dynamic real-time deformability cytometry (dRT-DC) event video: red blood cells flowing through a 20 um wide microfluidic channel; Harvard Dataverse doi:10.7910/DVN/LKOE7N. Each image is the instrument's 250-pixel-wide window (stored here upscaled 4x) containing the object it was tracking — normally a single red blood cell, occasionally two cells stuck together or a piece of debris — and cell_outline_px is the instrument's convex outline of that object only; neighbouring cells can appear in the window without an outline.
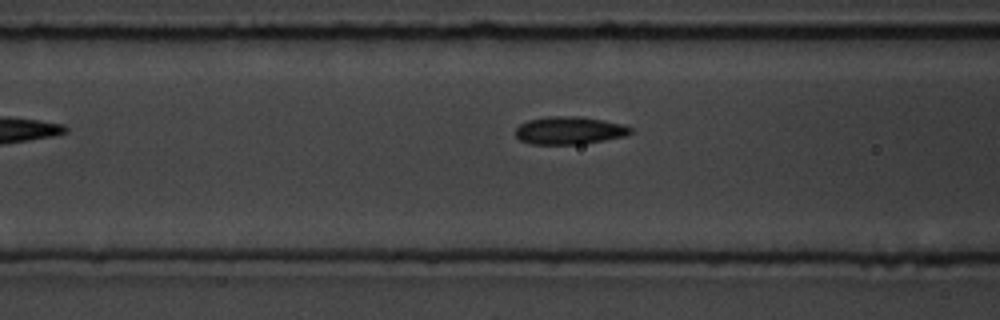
{"species": "common noctule bat (a hibernating species)", "species_latin": "Nyctalus noctula", "temperature_condition": "room temperature", "stored_images_in_passage": 7, "camera_frame_rate_fps": 3000, "um_per_image_px": 0.085, "animal": {"sex": "male", "body_mass_g": 19.5, "forearm_length_mm": 54.6}, "frame": {"image": 1, "passage_image": 6, "time_ms": 1.667, "image_size_px": [1000, 320], "cell_outline_px": [[632, 132], [628, 136], [580, 144], [528, 144], [520, 140], [516, 136], [516, 128], [520, 124], [528, 120], [548, 116], [580, 116], [604, 120], [624, 124], [632, 128]], "centroid_in_image_um": [48.42, 11.08], "position_along_channel_um": 118.2, "area_um2": 18.79}}